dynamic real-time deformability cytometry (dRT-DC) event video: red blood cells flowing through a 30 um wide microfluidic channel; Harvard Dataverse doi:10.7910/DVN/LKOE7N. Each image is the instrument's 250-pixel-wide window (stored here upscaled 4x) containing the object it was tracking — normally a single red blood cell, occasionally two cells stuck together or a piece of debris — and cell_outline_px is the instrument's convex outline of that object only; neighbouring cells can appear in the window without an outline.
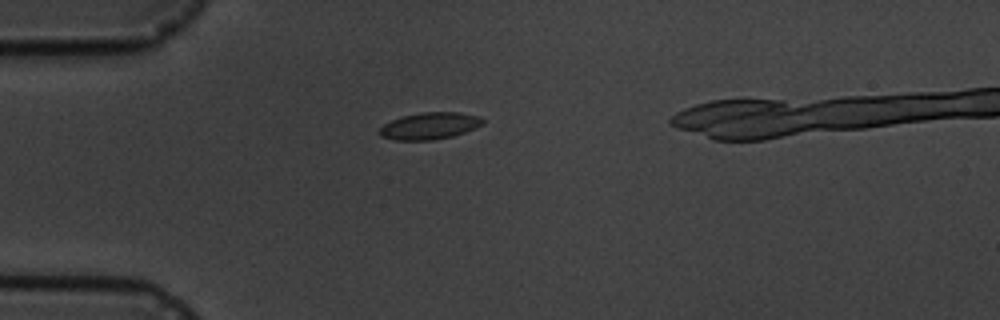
{"species": "common noctule bat (a hibernating species)", "species_latin": "Nyctalus noctula", "temperature_condition": "cold", "stored_images_in_passage": 12, "camera_frame_rate_fps": 3000, "um_per_image_px": 0.085, "animal": {"sex": "male", "body_mass_g": 19.5, "forearm_length_mm": 54.6}, "frame": {"image": 1, "passage_image": 2, "time_ms": 1.0, "image_size_px": [1000, 320], "cell_outline_px": [[484, 124], [464, 132], [452, 136], [432, 140], [396, 140], [380, 136], [380, 128], [384, 124], [392, 120], [404, 116], [424, 112], [460, 112], [480, 116], [484, 120]], "centroid_in_image_um": [36.55, 10.69], "position_along_channel_um": 48.5, "area_um2": 16.01}}
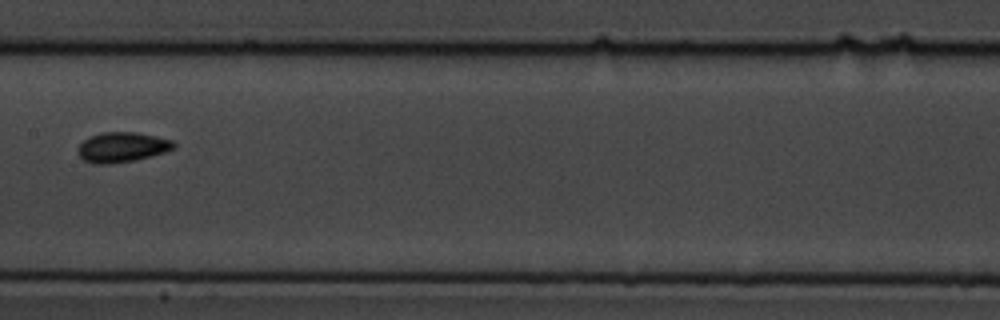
{"frame": {"image": 2, "passage_image": 6, "time_ms": 5.667, "image_size_px": [1000, 320], "cell_outline_px": [[176, 148], [152, 156], [112, 164], [92, 164], [84, 160], [76, 152], [76, 148], [84, 140], [100, 132], [136, 132], [156, 136], [172, 140], [176, 144]], "centroid_in_image_um": [10.36, 12.51], "position_along_channel_um": 197.0, "area_um2": 16.88}}
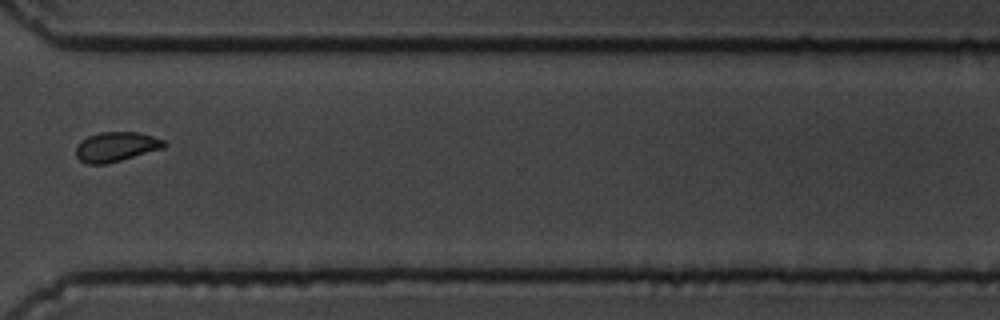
{"frame": {"image": 3, "passage_image": 10, "time_ms": 10.333, "image_size_px": [1000, 320], "cell_outline_px": [[168, 144], [164, 148], [108, 164], [88, 164], [80, 160], [76, 156], [76, 144], [80, 140], [88, 136], [100, 132], [136, 132], [152, 136], [164, 140]], "centroid_in_image_um": [9.86, 12.48], "position_along_channel_um": 360.7, "area_um2": 15.37}}